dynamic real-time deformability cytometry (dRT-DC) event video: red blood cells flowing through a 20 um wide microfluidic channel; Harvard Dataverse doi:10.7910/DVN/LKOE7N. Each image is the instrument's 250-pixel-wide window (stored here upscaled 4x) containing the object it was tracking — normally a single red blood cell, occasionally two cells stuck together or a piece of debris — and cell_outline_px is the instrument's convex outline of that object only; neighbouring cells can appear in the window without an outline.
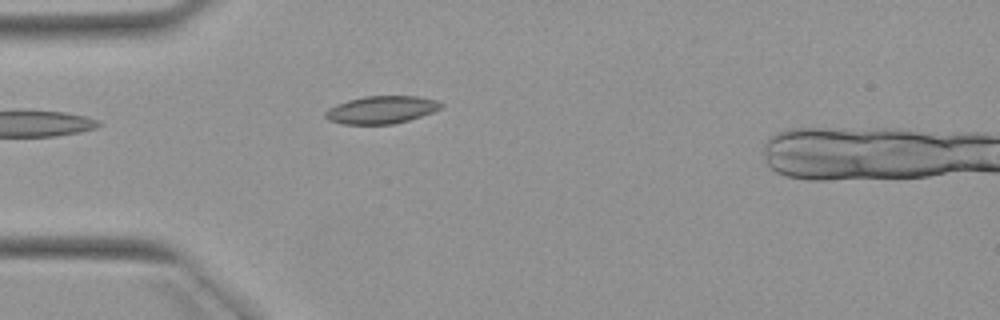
{"species": "Egyptian fruit bat (a non-hibernating species)", "species_latin": "Rousettus aegyptiacus", "temperature_condition": "warm", "stored_images_in_passage": 2, "camera_frame_rate_fps": 3000, "um_per_image_px": 0.085, "animal": {"sex": "female"}, "frame": {"image": 1, "passage_image": 2, "time_ms": 2.333, "image_size_px": [1000, 320], "cell_outline_px": [[444, 104], [440, 108], [432, 112], [408, 120], [392, 124], [344, 124], [328, 120], [324, 116], [324, 112], [328, 108], [336, 104], [348, 100], [364, 96], [416, 96], [436, 100]], "centroid_in_image_um": [32.38, 9.33], "position_along_channel_um": 52.6, "area_um2": 18.55}}